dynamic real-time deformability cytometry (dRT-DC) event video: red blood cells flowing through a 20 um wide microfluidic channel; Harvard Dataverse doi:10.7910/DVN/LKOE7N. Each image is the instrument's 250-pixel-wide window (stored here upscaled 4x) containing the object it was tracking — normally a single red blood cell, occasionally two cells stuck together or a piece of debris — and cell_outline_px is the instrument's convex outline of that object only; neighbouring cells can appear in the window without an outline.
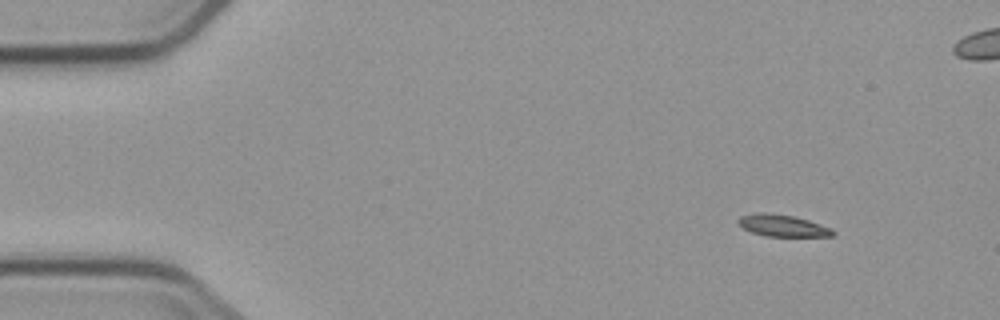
{"species": "common noctule bat (a hibernating species)", "species_latin": "Nyctalus noctula", "temperature_condition": "cold", "stored_images_in_passage": 4, "camera_frame_rate_fps": 3000, "um_per_image_px": 0.085, "animal": {"sex": "male", "body_mass_g": 23.1, "forearm_length_mm": 52.7}, "frame": {"image": 1, "passage_image": 1, "time_ms": 0.0, "image_size_px": [1000, 320], "cell_outline_px": [[836, 232], [832, 236], [764, 236], [752, 232], [744, 228], [736, 220], [740, 216], [760, 212], [764, 212], [792, 216], [808, 220], [832, 228]], "centroid_in_image_um": [66.53, 19.18], "position_along_channel_um": 18.5, "area_um2": 11.91}}